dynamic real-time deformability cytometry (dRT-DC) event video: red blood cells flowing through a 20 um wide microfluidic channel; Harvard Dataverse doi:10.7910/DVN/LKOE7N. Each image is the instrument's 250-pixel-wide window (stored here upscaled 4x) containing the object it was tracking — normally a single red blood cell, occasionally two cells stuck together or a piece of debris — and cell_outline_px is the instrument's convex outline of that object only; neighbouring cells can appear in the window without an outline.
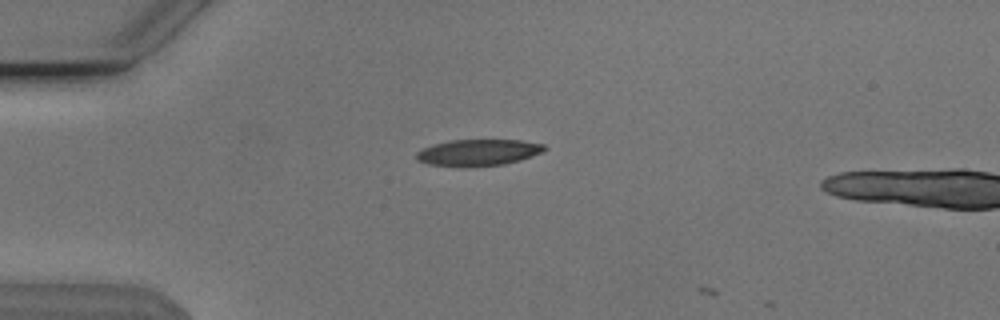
{"species": "Egyptian fruit bat (a non-hibernating species)", "species_latin": "Rousettus aegyptiacus", "temperature_condition": "cold", "stored_images_in_passage": 2, "camera_frame_rate_fps": 3000, "um_per_image_px": 0.085, "animal": {"sex": "male"}, "frame": {"image": 1, "passage_image": 1, "time_ms": 0.0, "image_size_px": [1000, 320], "cell_outline_px": [[548, 148], [532, 156], [520, 160], [504, 164], [464, 168], [428, 164], [416, 160], [416, 152], [432, 144], [452, 140], [520, 140], [544, 144]], "centroid_in_image_um": [40.62, 12.98], "position_along_channel_um": 44.4, "area_um2": 19.94}}